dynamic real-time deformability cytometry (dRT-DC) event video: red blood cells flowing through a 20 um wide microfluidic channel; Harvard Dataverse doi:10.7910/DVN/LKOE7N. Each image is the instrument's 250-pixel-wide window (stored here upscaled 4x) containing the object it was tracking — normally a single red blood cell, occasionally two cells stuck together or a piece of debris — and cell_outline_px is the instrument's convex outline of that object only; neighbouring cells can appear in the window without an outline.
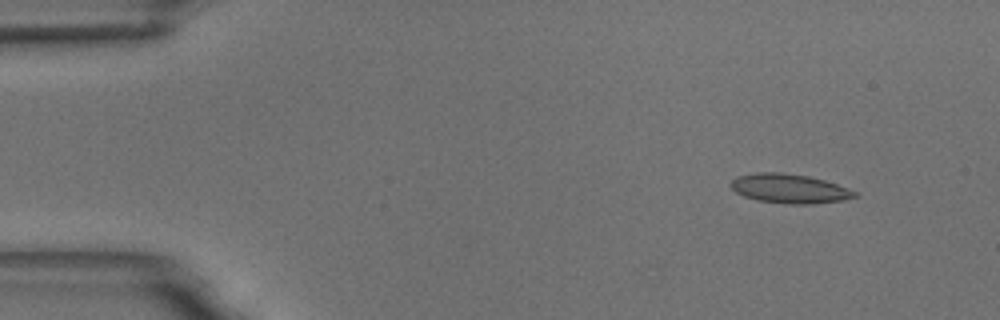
{"species": "common noctule bat (a hibernating species)", "species_latin": "Nyctalus noctula", "temperature_condition": "room temperature", "stored_images_in_passage": 20, "camera_frame_rate_fps": 3000, "um_per_image_px": 0.085, "animal": {"sex": "male", "body_mass_g": 18.8}, "frame": {"image": 1, "passage_image": 1, "time_ms": 0.0, "image_size_px": [1000, 320], "cell_outline_px": [[860, 196], [844, 200], [812, 204], [788, 204], [756, 200], [744, 196], [736, 192], [728, 184], [736, 176], [756, 172], [780, 172], [808, 176], [824, 180], [848, 188], [856, 192]], "centroid_in_image_um": [67.09, 16.03], "position_along_channel_um": 17.9, "area_um2": 21.27}}
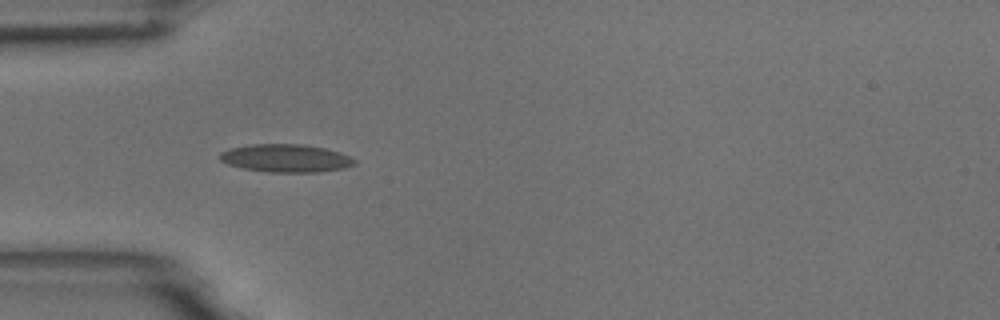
{"frame": {"image": 2, "passage_image": 12, "time_ms": 3.667, "image_size_px": [1000, 320], "cell_outline_px": [[356, 164], [344, 168], [320, 172], [268, 172], [244, 168], [228, 164], [220, 160], [220, 152], [228, 148], [248, 144], [304, 144], [324, 148], [340, 152], [356, 160]], "centroid_in_image_um": [24.29, 13.44], "position_along_channel_um": 60.7, "area_um2": 22.02}}